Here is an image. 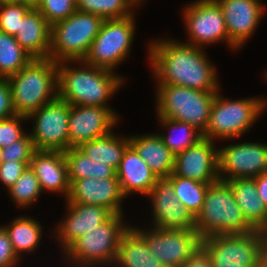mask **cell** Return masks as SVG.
<instances>
[{"mask_svg":"<svg viewBox=\"0 0 267 267\" xmlns=\"http://www.w3.org/2000/svg\"><path fill=\"white\" fill-rule=\"evenodd\" d=\"M65 214L54 226L53 238L59 243L61 254L80 236L106 222L113 214L102 206L65 201ZM65 216V217H64Z\"/></svg>","mask_w":267,"mask_h":267,"instance_id":"obj_18","label":"cell"},{"mask_svg":"<svg viewBox=\"0 0 267 267\" xmlns=\"http://www.w3.org/2000/svg\"><path fill=\"white\" fill-rule=\"evenodd\" d=\"M20 260L14 251L8 233L0 225V267H17Z\"/></svg>","mask_w":267,"mask_h":267,"instance_id":"obj_40","label":"cell"},{"mask_svg":"<svg viewBox=\"0 0 267 267\" xmlns=\"http://www.w3.org/2000/svg\"><path fill=\"white\" fill-rule=\"evenodd\" d=\"M15 2L24 4L28 7H30L31 9H37L41 0H15Z\"/></svg>","mask_w":267,"mask_h":267,"instance_id":"obj_44","label":"cell"},{"mask_svg":"<svg viewBox=\"0 0 267 267\" xmlns=\"http://www.w3.org/2000/svg\"><path fill=\"white\" fill-rule=\"evenodd\" d=\"M37 10L52 26L67 19L77 10L76 0H41Z\"/></svg>","mask_w":267,"mask_h":267,"instance_id":"obj_36","label":"cell"},{"mask_svg":"<svg viewBox=\"0 0 267 267\" xmlns=\"http://www.w3.org/2000/svg\"><path fill=\"white\" fill-rule=\"evenodd\" d=\"M51 26L37 9H30L14 36L33 59H47L50 53Z\"/></svg>","mask_w":267,"mask_h":267,"instance_id":"obj_24","label":"cell"},{"mask_svg":"<svg viewBox=\"0 0 267 267\" xmlns=\"http://www.w3.org/2000/svg\"><path fill=\"white\" fill-rule=\"evenodd\" d=\"M195 230L201 239L216 234L247 233L248 224L225 181L209 184L201 211L195 217Z\"/></svg>","mask_w":267,"mask_h":267,"instance_id":"obj_6","label":"cell"},{"mask_svg":"<svg viewBox=\"0 0 267 267\" xmlns=\"http://www.w3.org/2000/svg\"><path fill=\"white\" fill-rule=\"evenodd\" d=\"M214 144V141L203 137L195 145L175 155L173 174L206 184L219 181L218 147Z\"/></svg>","mask_w":267,"mask_h":267,"instance_id":"obj_19","label":"cell"},{"mask_svg":"<svg viewBox=\"0 0 267 267\" xmlns=\"http://www.w3.org/2000/svg\"><path fill=\"white\" fill-rule=\"evenodd\" d=\"M167 179L172 183L177 198L195 218L203 207L209 184L175 176L173 173Z\"/></svg>","mask_w":267,"mask_h":267,"instance_id":"obj_33","label":"cell"},{"mask_svg":"<svg viewBox=\"0 0 267 267\" xmlns=\"http://www.w3.org/2000/svg\"><path fill=\"white\" fill-rule=\"evenodd\" d=\"M214 267H260L267 259L266 233L216 234L201 241Z\"/></svg>","mask_w":267,"mask_h":267,"instance_id":"obj_8","label":"cell"},{"mask_svg":"<svg viewBox=\"0 0 267 267\" xmlns=\"http://www.w3.org/2000/svg\"><path fill=\"white\" fill-rule=\"evenodd\" d=\"M57 66L58 98L70 105L111 107L109 101L126 81L122 74L83 60L62 61Z\"/></svg>","mask_w":267,"mask_h":267,"instance_id":"obj_2","label":"cell"},{"mask_svg":"<svg viewBox=\"0 0 267 267\" xmlns=\"http://www.w3.org/2000/svg\"><path fill=\"white\" fill-rule=\"evenodd\" d=\"M8 195L12 203L19 208L28 209L34 203L38 202L41 197L42 190L35 172L28 166L20 178L8 190Z\"/></svg>","mask_w":267,"mask_h":267,"instance_id":"obj_34","label":"cell"},{"mask_svg":"<svg viewBox=\"0 0 267 267\" xmlns=\"http://www.w3.org/2000/svg\"><path fill=\"white\" fill-rule=\"evenodd\" d=\"M254 179L259 197L264 202L265 208L267 209V172L260 174Z\"/></svg>","mask_w":267,"mask_h":267,"instance_id":"obj_43","label":"cell"},{"mask_svg":"<svg viewBox=\"0 0 267 267\" xmlns=\"http://www.w3.org/2000/svg\"><path fill=\"white\" fill-rule=\"evenodd\" d=\"M221 181L255 178L267 172V143L243 141L218 147Z\"/></svg>","mask_w":267,"mask_h":267,"instance_id":"obj_14","label":"cell"},{"mask_svg":"<svg viewBox=\"0 0 267 267\" xmlns=\"http://www.w3.org/2000/svg\"><path fill=\"white\" fill-rule=\"evenodd\" d=\"M146 53L155 83L199 91L221 90L217 68L204 48L161 36L148 42Z\"/></svg>","mask_w":267,"mask_h":267,"instance_id":"obj_1","label":"cell"},{"mask_svg":"<svg viewBox=\"0 0 267 267\" xmlns=\"http://www.w3.org/2000/svg\"><path fill=\"white\" fill-rule=\"evenodd\" d=\"M223 13L229 34V49L236 51L254 35L265 16L262 0H215Z\"/></svg>","mask_w":267,"mask_h":267,"instance_id":"obj_16","label":"cell"},{"mask_svg":"<svg viewBox=\"0 0 267 267\" xmlns=\"http://www.w3.org/2000/svg\"><path fill=\"white\" fill-rule=\"evenodd\" d=\"M69 114L70 104L57 97L27 116L28 123L32 122L28 130L36 150L69 149Z\"/></svg>","mask_w":267,"mask_h":267,"instance_id":"obj_13","label":"cell"},{"mask_svg":"<svg viewBox=\"0 0 267 267\" xmlns=\"http://www.w3.org/2000/svg\"><path fill=\"white\" fill-rule=\"evenodd\" d=\"M3 162V158H2V148H0V165L2 164Z\"/></svg>","mask_w":267,"mask_h":267,"instance_id":"obj_46","label":"cell"},{"mask_svg":"<svg viewBox=\"0 0 267 267\" xmlns=\"http://www.w3.org/2000/svg\"><path fill=\"white\" fill-rule=\"evenodd\" d=\"M104 19L75 11L51 26L49 58L55 62L84 60Z\"/></svg>","mask_w":267,"mask_h":267,"instance_id":"obj_9","label":"cell"},{"mask_svg":"<svg viewBox=\"0 0 267 267\" xmlns=\"http://www.w3.org/2000/svg\"><path fill=\"white\" fill-rule=\"evenodd\" d=\"M119 114L113 107L70 105L69 149L111 133Z\"/></svg>","mask_w":267,"mask_h":267,"instance_id":"obj_15","label":"cell"},{"mask_svg":"<svg viewBox=\"0 0 267 267\" xmlns=\"http://www.w3.org/2000/svg\"><path fill=\"white\" fill-rule=\"evenodd\" d=\"M42 192L58 193L68 198L70 181L63 151L36 150L30 161Z\"/></svg>","mask_w":267,"mask_h":267,"instance_id":"obj_21","label":"cell"},{"mask_svg":"<svg viewBox=\"0 0 267 267\" xmlns=\"http://www.w3.org/2000/svg\"><path fill=\"white\" fill-rule=\"evenodd\" d=\"M30 162L3 161L0 165V184L8 190L20 178Z\"/></svg>","mask_w":267,"mask_h":267,"instance_id":"obj_39","label":"cell"},{"mask_svg":"<svg viewBox=\"0 0 267 267\" xmlns=\"http://www.w3.org/2000/svg\"><path fill=\"white\" fill-rule=\"evenodd\" d=\"M9 1L15 2V0H0V2H9Z\"/></svg>","mask_w":267,"mask_h":267,"instance_id":"obj_49","label":"cell"},{"mask_svg":"<svg viewBox=\"0 0 267 267\" xmlns=\"http://www.w3.org/2000/svg\"><path fill=\"white\" fill-rule=\"evenodd\" d=\"M157 121L161 128L166 129L165 134L163 131V134L159 132L158 135L174 155L184 152L203 138V134L187 122L164 117H157Z\"/></svg>","mask_w":267,"mask_h":267,"instance_id":"obj_30","label":"cell"},{"mask_svg":"<svg viewBox=\"0 0 267 267\" xmlns=\"http://www.w3.org/2000/svg\"><path fill=\"white\" fill-rule=\"evenodd\" d=\"M132 227L144 238L148 250L164 267H181L201 246L202 239L195 229L142 228L135 224Z\"/></svg>","mask_w":267,"mask_h":267,"instance_id":"obj_12","label":"cell"},{"mask_svg":"<svg viewBox=\"0 0 267 267\" xmlns=\"http://www.w3.org/2000/svg\"><path fill=\"white\" fill-rule=\"evenodd\" d=\"M182 20L185 27L186 44L206 49L218 43L229 48V34L224 16L215 0H195L182 9Z\"/></svg>","mask_w":267,"mask_h":267,"instance_id":"obj_11","label":"cell"},{"mask_svg":"<svg viewBox=\"0 0 267 267\" xmlns=\"http://www.w3.org/2000/svg\"><path fill=\"white\" fill-rule=\"evenodd\" d=\"M248 224L254 229L267 232V209L258 194L254 178H238L225 181Z\"/></svg>","mask_w":267,"mask_h":267,"instance_id":"obj_25","label":"cell"},{"mask_svg":"<svg viewBox=\"0 0 267 267\" xmlns=\"http://www.w3.org/2000/svg\"><path fill=\"white\" fill-rule=\"evenodd\" d=\"M181 267H214L210 255L200 246Z\"/></svg>","mask_w":267,"mask_h":267,"instance_id":"obj_42","label":"cell"},{"mask_svg":"<svg viewBox=\"0 0 267 267\" xmlns=\"http://www.w3.org/2000/svg\"><path fill=\"white\" fill-rule=\"evenodd\" d=\"M8 233L16 255L23 260V256L36 252L40 247L43 225L37 219L26 215L15 217L7 225H1ZM24 253V254H22Z\"/></svg>","mask_w":267,"mask_h":267,"instance_id":"obj_27","label":"cell"},{"mask_svg":"<svg viewBox=\"0 0 267 267\" xmlns=\"http://www.w3.org/2000/svg\"><path fill=\"white\" fill-rule=\"evenodd\" d=\"M15 115L11 91L6 78H0V120Z\"/></svg>","mask_w":267,"mask_h":267,"instance_id":"obj_41","label":"cell"},{"mask_svg":"<svg viewBox=\"0 0 267 267\" xmlns=\"http://www.w3.org/2000/svg\"><path fill=\"white\" fill-rule=\"evenodd\" d=\"M266 68H267V67H266ZM266 68H265V72H264L265 75L263 76L264 79H267V70H266Z\"/></svg>","mask_w":267,"mask_h":267,"instance_id":"obj_48","label":"cell"},{"mask_svg":"<svg viewBox=\"0 0 267 267\" xmlns=\"http://www.w3.org/2000/svg\"><path fill=\"white\" fill-rule=\"evenodd\" d=\"M30 9L13 1L0 2V31L15 36L22 19Z\"/></svg>","mask_w":267,"mask_h":267,"instance_id":"obj_35","label":"cell"},{"mask_svg":"<svg viewBox=\"0 0 267 267\" xmlns=\"http://www.w3.org/2000/svg\"><path fill=\"white\" fill-rule=\"evenodd\" d=\"M24 122H28L27 116L18 114L0 120V148L11 145L28 132L23 129Z\"/></svg>","mask_w":267,"mask_h":267,"instance_id":"obj_37","label":"cell"},{"mask_svg":"<svg viewBox=\"0 0 267 267\" xmlns=\"http://www.w3.org/2000/svg\"><path fill=\"white\" fill-rule=\"evenodd\" d=\"M6 80L18 115L28 116L58 97V66L50 58L33 59Z\"/></svg>","mask_w":267,"mask_h":267,"instance_id":"obj_3","label":"cell"},{"mask_svg":"<svg viewBox=\"0 0 267 267\" xmlns=\"http://www.w3.org/2000/svg\"><path fill=\"white\" fill-rule=\"evenodd\" d=\"M114 131L106 136L83 143L78 149L89 159L104 162V164L117 170L130 141L128 135H119Z\"/></svg>","mask_w":267,"mask_h":267,"instance_id":"obj_28","label":"cell"},{"mask_svg":"<svg viewBox=\"0 0 267 267\" xmlns=\"http://www.w3.org/2000/svg\"><path fill=\"white\" fill-rule=\"evenodd\" d=\"M129 135L130 145L158 178H168L174 171L175 155L163 143L158 132Z\"/></svg>","mask_w":267,"mask_h":267,"instance_id":"obj_23","label":"cell"},{"mask_svg":"<svg viewBox=\"0 0 267 267\" xmlns=\"http://www.w3.org/2000/svg\"><path fill=\"white\" fill-rule=\"evenodd\" d=\"M151 203V227L159 229H195V218L177 198L172 183L158 178L147 195ZM153 214V215H152Z\"/></svg>","mask_w":267,"mask_h":267,"instance_id":"obj_17","label":"cell"},{"mask_svg":"<svg viewBox=\"0 0 267 267\" xmlns=\"http://www.w3.org/2000/svg\"><path fill=\"white\" fill-rule=\"evenodd\" d=\"M260 267H267V259L260 265Z\"/></svg>","mask_w":267,"mask_h":267,"instance_id":"obj_47","label":"cell"},{"mask_svg":"<svg viewBox=\"0 0 267 267\" xmlns=\"http://www.w3.org/2000/svg\"><path fill=\"white\" fill-rule=\"evenodd\" d=\"M155 117L187 122L206 132L216 91H199L173 84L156 83Z\"/></svg>","mask_w":267,"mask_h":267,"instance_id":"obj_7","label":"cell"},{"mask_svg":"<svg viewBox=\"0 0 267 267\" xmlns=\"http://www.w3.org/2000/svg\"><path fill=\"white\" fill-rule=\"evenodd\" d=\"M36 151L33 140L27 132L21 139L15 141L11 145L2 148L3 161H22L30 162L33 153Z\"/></svg>","mask_w":267,"mask_h":267,"instance_id":"obj_38","label":"cell"},{"mask_svg":"<svg viewBox=\"0 0 267 267\" xmlns=\"http://www.w3.org/2000/svg\"><path fill=\"white\" fill-rule=\"evenodd\" d=\"M124 199L117 177L84 178L70 182V192L64 201L102 206L112 214H124Z\"/></svg>","mask_w":267,"mask_h":267,"instance_id":"obj_20","label":"cell"},{"mask_svg":"<svg viewBox=\"0 0 267 267\" xmlns=\"http://www.w3.org/2000/svg\"><path fill=\"white\" fill-rule=\"evenodd\" d=\"M76 6L77 11L98 15L105 20L134 15L140 5L135 0H76Z\"/></svg>","mask_w":267,"mask_h":267,"instance_id":"obj_32","label":"cell"},{"mask_svg":"<svg viewBox=\"0 0 267 267\" xmlns=\"http://www.w3.org/2000/svg\"><path fill=\"white\" fill-rule=\"evenodd\" d=\"M220 91L216 92L211 105L208 126L203 137L214 142L229 140V143L250 131L267 109V99L259 95L231 100Z\"/></svg>","mask_w":267,"mask_h":267,"instance_id":"obj_5","label":"cell"},{"mask_svg":"<svg viewBox=\"0 0 267 267\" xmlns=\"http://www.w3.org/2000/svg\"><path fill=\"white\" fill-rule=\"evenodd\" d=\"M68 167L69 181L84 178L106 179L116 177V170L104 162L89 159L78 148H70L64 151Z\"/></svg>","mask_w":267,"mask_h":267,"instance_id":"obj_29","label":"cell"},{"mask_svg":"<svg viewBox=\"0 0 267 267\" xmlns=\"http://www.w3.org/2000/svg\"><path fill=\"white\" fill-rule=\"evenodd\" d=\"M113 267H164L148 250L144 238L132 227L123 233Z\"/></svg>","mask_w":267,"mask_h":267,"instance_id":"obj_26","label":"cell"},{"mask_svg":"<svg viewBox=\"0 0 267 267\" xmlns=\"http://www.w3.org/2000/svg\"><path fill=\"white\" fill-rule=\"evenodd\" d=\"M116 177L126 199L136 193L147 196L158 179L131 145L124 151Z\"/></svg>","mask_w":267,"mask_h":267,"instance_id":"obj_22","label":"cell"},{"mask_svg":"<svg viewBox=\"0 0 267 267\" xmlns=\"http://www.w3.org/2000/svg\"><path fill=\"white\" fill-rule=\"evenodd\" d=\"M113 214L106 222L80 236L63 253L69 267H113L123 233L130 222Z\"/></svg>","mask_w":267,"mask_h":267,"instance_id":"obj_4","label":"cell"},{"mask_svg":"<svg viewBox=\"0 0 267 267\" xmlns=\"http://www.w3.org/2000/svg\"><path fill=\"white\" fill-rule=\"evenodd\" d=\"M32 60L14 36L0 31V78L16 74Z\"/></svg>","mask_w":267,"mask_h":267,"instance_id":"obj_31","label":"cell"},{"mask_svg":"<svg viewBox=\"0 0 267 267\" xmlns=\"http://www.w3.org/2000/svg\"><path fill=\"white\" fill-rule=\"evenodd\" d=\"M139 5H140V8L141 6H143L145 0H135Z\"/></svg>","mask_w":267,"mask_h":267,"instance_id":"obj_45","label":"cell"},{"mask_svg":"<svg viewBox=\"0 0 267 267\" xmlns=\"http://www.w3.org/2000/svg\"><path fill=\"white\" fill-rule=\"evenodd\" d=\"M135 14L120 19H105L91 43L84 62L117 72L132 52L136 33Z\"/></svg>","mask_w":267,"mask_h":267,"instance_id":"obj_10","label":"cell"}]
</instances>
